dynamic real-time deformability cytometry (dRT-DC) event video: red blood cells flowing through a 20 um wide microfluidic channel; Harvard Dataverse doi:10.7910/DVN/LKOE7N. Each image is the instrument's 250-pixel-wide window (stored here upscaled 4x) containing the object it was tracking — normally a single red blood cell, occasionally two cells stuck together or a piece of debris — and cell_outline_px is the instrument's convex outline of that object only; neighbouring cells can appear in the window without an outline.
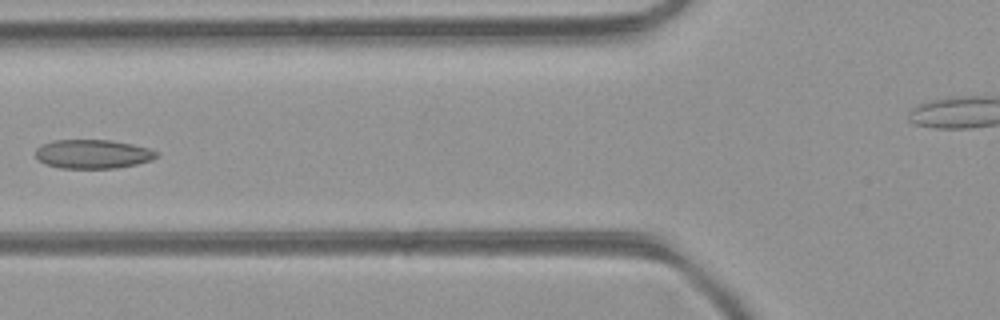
{"species": "common noctule bat (a hibernating species)", "species_latin": "Nyctalus noctula", "temperature_condition": "room temperature", "stored_images_in_passage": 4, "camera_frame_rate_fps": 3000, "um_per_image_px": 0.085, "animal": {"sex": "female", "body_mass_g": 21.9}, "frame": {"image": 1, "passage_image": 4, "time_ms": 1.0, "image_size_px": [1000, 320], "cell_outline_px": [[160, 156], [152, 160], [136, 164], [116, 168], [60, 168], [44, 164], [36, 156], [36, 148], [40, 144], [52, 140], [112, 140], [132, 144], [148, 148], [160, 152]], "centroid_in_image_um": [7.9, 13.09], "position_along_channel_um": 117.9, "area_um2": 20.63}}